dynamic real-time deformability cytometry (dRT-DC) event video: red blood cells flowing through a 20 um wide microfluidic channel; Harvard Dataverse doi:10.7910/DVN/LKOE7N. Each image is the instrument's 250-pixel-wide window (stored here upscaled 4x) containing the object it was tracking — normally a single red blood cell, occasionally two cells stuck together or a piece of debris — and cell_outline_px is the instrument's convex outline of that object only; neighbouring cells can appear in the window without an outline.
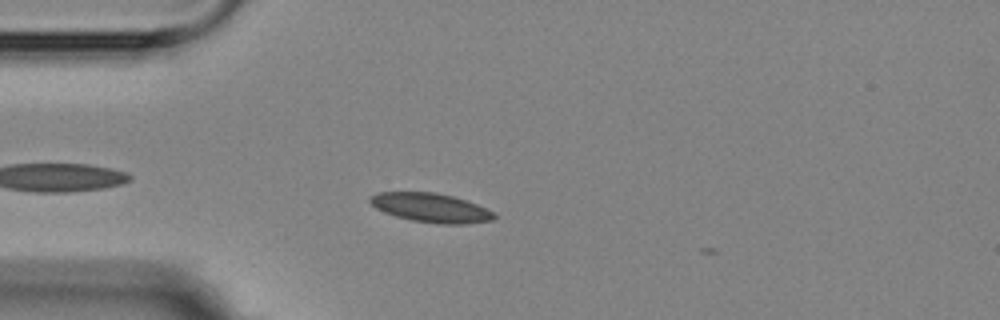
{"species": "Egyptian fruit bat (a non-hibernating species)", "species_latin": "Rousettus aegyptiacus", "temperature_condition": "room temperature", "stored_images_in_passage": 5, "camera_frame_rate_fps": 3000, "um_per_image_px": 0.085, "animal": {"sex": "female"}, "frame": {"image": 1, "passage_image": 4, "time_ms": 3.333, "image_size_px": [1000, 320], "cell_outline_px": [[496, 216], [492, 220], [468, 224], [440, 224], [412, 220], [396, 216], [384, 212], [376, 208], [368, 200], [368, 196], [380, 192], [436, 192], [452, 196], [476, 204], [496, 212]], "centroid_in_image_um": [36.63, 17.66], "position_along_channel_um": 48.4, "area_um2": 21.04}}